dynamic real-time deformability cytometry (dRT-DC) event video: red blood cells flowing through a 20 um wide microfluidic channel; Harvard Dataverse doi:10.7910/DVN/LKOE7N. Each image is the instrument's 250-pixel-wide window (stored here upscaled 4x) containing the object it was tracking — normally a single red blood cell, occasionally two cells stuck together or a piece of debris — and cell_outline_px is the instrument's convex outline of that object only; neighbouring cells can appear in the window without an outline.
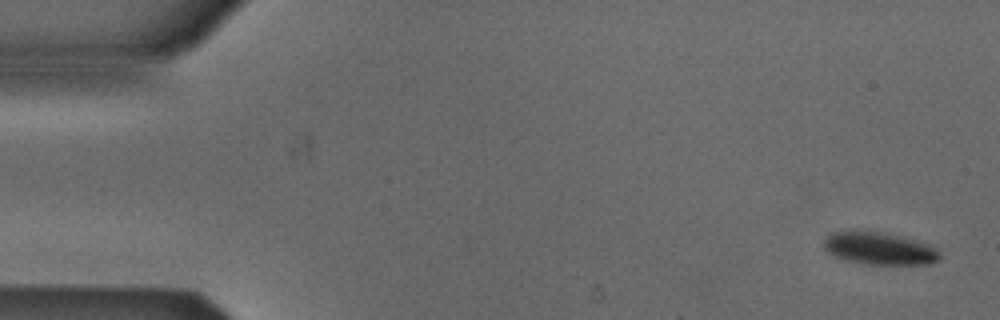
{"species": "Egyptian fruit bat (a non-hibernating species)", "species_latin": "Rousettus aegyptiacus", "temperature_condition": "cold", "stored_images_in_passage": 5, "camera_frame_rate_fps": 3000, "um_per_image_px": 0.085, "animal": {"sex": "male"}, "frame": {"image": 1, "passage_image": 1, "time_ms": 0.0, "image_size_px": [1000, 320], "cell_outline_px": [[940, 256], [936, 260], [928, 264], [864, 264], [844, 260], [828, 252], [824, 248], [824, 240], [832, 232], [880, 232], [900, 236], [928, 244], [936, 248]], "centroid_in_image_um": [74.73, 21.14], "position_along_channel_um": 10.3, "area_um2": 21.39}}
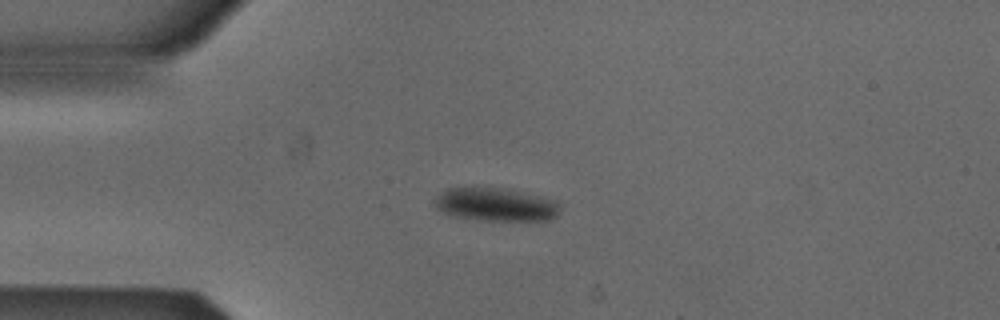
{"frame": {"image": 2, "passage_image": 4, "time_ms": 1.0, "image_size_px": [1000, 320], "cell_outline_px": [[560, 212], [556, 216], [548, 220], [480, 220], [452, 216], [436, 208], [436, 196], [448, 188], [472, 184], [504, 188], [540, 196], [556, 200], [560, 204]], "centroid_in_image_um": [42.11, 17.34], "position_along_channel_um": 42.9, "area_um2": 24.91}}